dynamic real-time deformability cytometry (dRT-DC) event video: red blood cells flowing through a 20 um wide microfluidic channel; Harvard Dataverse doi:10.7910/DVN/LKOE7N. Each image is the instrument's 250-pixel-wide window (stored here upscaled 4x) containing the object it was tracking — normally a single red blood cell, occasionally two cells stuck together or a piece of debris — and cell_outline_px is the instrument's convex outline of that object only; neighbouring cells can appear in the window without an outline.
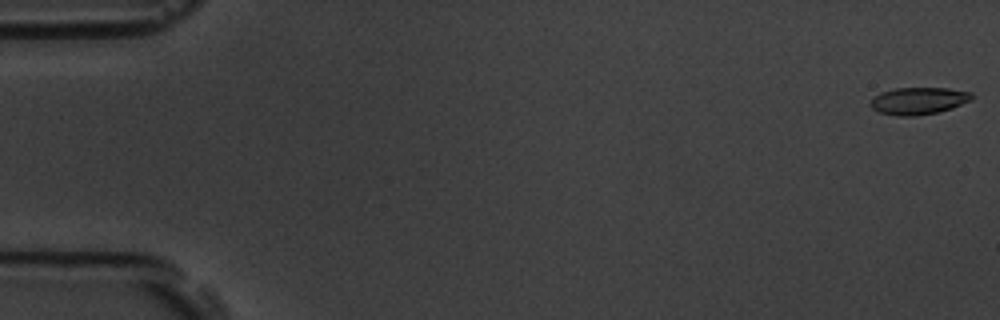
{"species": "common noctule bat (a hibernating species)", "species_latin": "Nyctalus noctula", "temperature_condition": "room temperature", "stored_images_in_passage": 6, "camera_frame_rate_fps": 3000, "um_per_image_px": 0.085, "animal": {"sex": "male", "body_mass_g": 19.5, "forearm_length_mm": 54.6}, "frame": {"image": 1, "passage_image": 1, "time_ms": 0.0, "image_size_px": [1000, 320], "cell_outline_px": [[976, 96], [972, 100], [952, 108], [940, 112], [916, 116], [896, 116], [880, 112], [872, 108], [868, 104], [876, 96], [884, 92], [896, 88], [948, 88], [972, 92]], "centroid_in_image_um": [78.14, 8.58], "position_along_channel_um": 6.9, "area_um2": 16.13}}
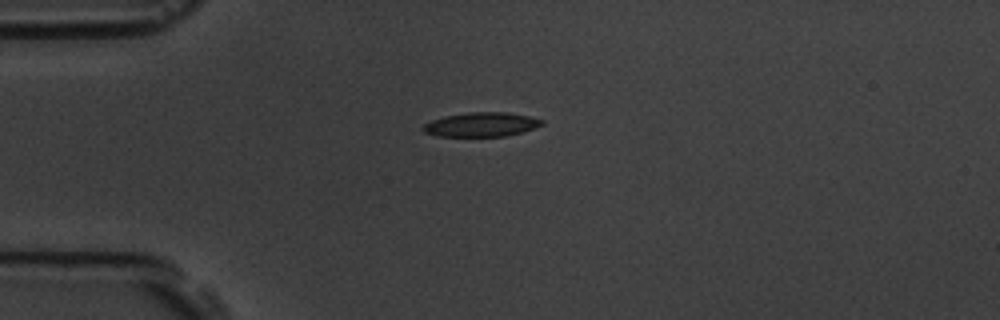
{"frame": {"image": 2, "passage_image": 5, "time_ms": 1.333, "image_size_px": [1000, 320], "cell_outline_px": [[544, 124], [520, 132], [504, 136], [436, 136], [424, 132], [420, 128], [424, 124], [432, 120], [444, 116], [468, 112], [508, 112], [528, 116], [544, 120]], "centroid_in_image_um": [40.87, 10.58], "position_along_channel_um": 44.1, "area_um2": 16.7}}